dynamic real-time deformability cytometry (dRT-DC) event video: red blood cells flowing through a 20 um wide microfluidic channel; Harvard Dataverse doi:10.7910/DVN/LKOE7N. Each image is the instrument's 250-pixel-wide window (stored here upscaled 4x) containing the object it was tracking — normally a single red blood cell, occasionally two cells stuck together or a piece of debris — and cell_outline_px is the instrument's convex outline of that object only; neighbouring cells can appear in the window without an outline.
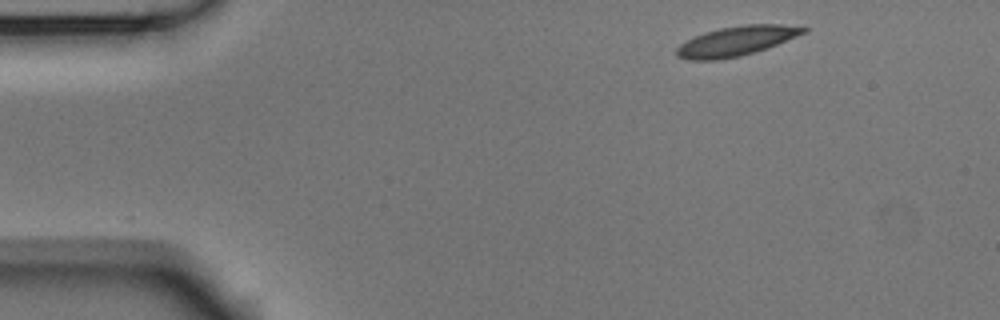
{"species": "Egyptian fruit bat (a non-hibernating species)", "species_latin": "Rousettus aegyptiacus", "temperature_condition": "room temperature", "stored_images_in_passage": 48, "camera_frame_rate_fps": 3000, "um_per_image_px": 0.085, "animal": {"sex": "male"}, "frame": {"image": 1, "passage_image": 1, "time_ms": 0.0, "image_size_px": [1000, 320], "cell_outline_px": [[808, 32], [756, 52], [740, 56], [716, 60], [688, 60], [676, 56], [676, 48], [680, 44], [704, 32], [720, 28], [744, 24], [780, 24], [808, 28]], "centroid_in_image_um": [62.59, 3.49], "position_along_channel_um": 22.4, "area_um2": 21.85}}
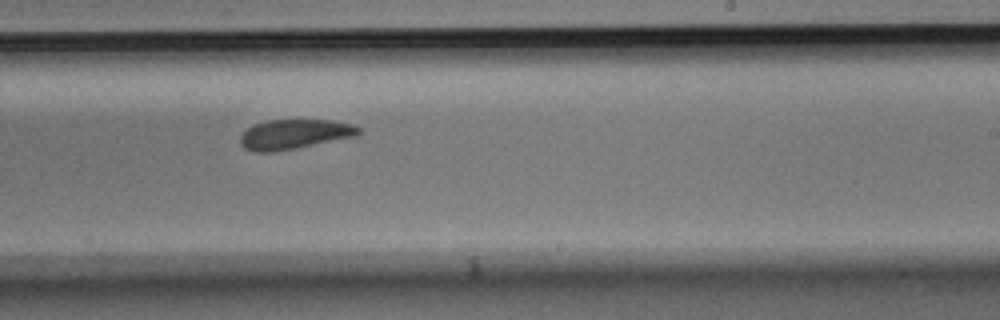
{"frame": {"image": 2, "passage_image": 27, "time_ms": 8.667, "image_size_px": [1000, 320], "cell_outline_px": [[360, 132], [356, 136], [276, 152], [252, 152], [244, 148], [240, 144], [240, 136], [252, 124], [268, 120], [332, 120], [352, 124], [360, 128]], "centroid_in_image_um": [24.99, 11.41], "position_along_channel_um": 264.0, "area_um2": 20.58}}
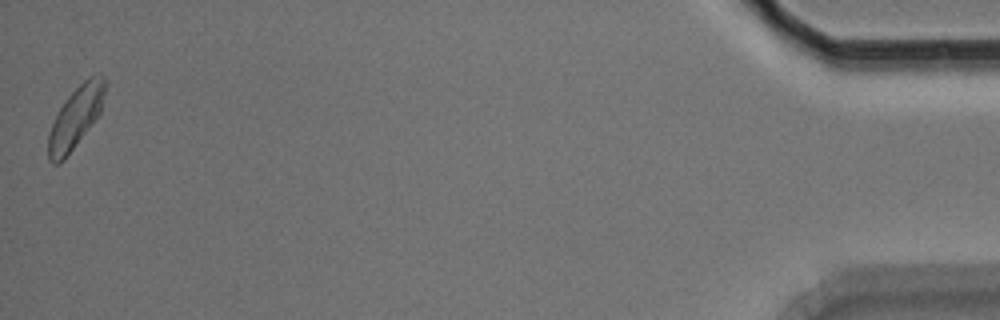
{"frame": {"image": 3, "passage_image": 48, "time_ms": 15.667, "image_size_px": [1000, 320], "cell_outline_px": [[104, 92], [100, 112], [64, 160], [56, 164], [52, 164], [48, 160], [48, 132], [60, 108], [68, 96], [88, 76], [104, 76]], "centroid_in_image_um": [6.38, 10.02], "position_along_channel_um": 428.8, "area_um2": 19.59}, "authors_computed_cell_mechanics": {"area_um2": 21.1259, "velocity_mm_per_s": 3.6836, "shape_relaxation_time_tau1_ms": 2.7486, "shape_relaxation_time_tau2_ms": 2.6738, "deformation_change_tau1": 0.1188, "deformation_change_tau2": 0.0879}}